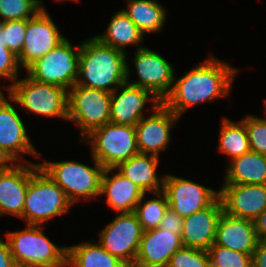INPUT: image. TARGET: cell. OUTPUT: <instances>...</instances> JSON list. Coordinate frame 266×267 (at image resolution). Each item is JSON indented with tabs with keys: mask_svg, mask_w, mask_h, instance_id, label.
I'll return each mask as SVG.
<instances>
[{
	"mask_svg": "<svg viewBox=\"0 0 266 267\" xmlns=\"http://www.w3.org/2000/svg\"><path fill=\"white\" fill-rule=\"evenodd\" d=\"M236 73L234 67L210 56L178 80L174 76L171 92L162 103L180 118L189 107L229 96Z\"/></svg>",
	"mask_w": 266,
	"mask_h": 267,
	"instance_id": "obj_1",
	"label": "cell"
},
{
	"mask_svg": "<svg viewBox=\"0 0 266 267\" xmlns=\"http://www.w3.org/2000/svg\"><path fill=\"white\" fill-rule=\"evenodd\" d=\"M126 53L91 37L80 44L76 85L112 93L127 80Z\"/></svg>",
	"mask_w": 266,
	"mask_h": 267,
	"instance_id": "obj_2",
	"label": "cell"
},
{
	"mask_svg": "<svg viewBox=\"0 0 266 267\" xmlns=\"http://www.w3.org/2000/svg\"><path fill=\"white\" fill-rule=\"evenodd\" d=\"M43 226L27 225L6 235L18 267H66L67 246L59 247L42 232Z\"/></svg>",
	"mask_w": 266,
	"mask_h": 267,
	"instance_id": "obj_3",
	"label": "cell"
},
{
	"mask_svg": "<svg viewBox=\"0 0 266 267\" xmlns=\"http://www.w3.org/2000/svg\"><path fill=\"white\" fill-rule=\"evenodd\" d=\"M72 205L65 192L39 166L30 177L20 218L27 225L43 226L47 220L65 214Z\"/></svg>",
	"mask_w": 266,
	"mask_h": 267,
	"instance_id": "obj_4",
	"label": "cell"
},
{
	"mask_svg": "<svg viewBox=\"0 0 266 267\" xmlns=\"http://www.w3.org/2000/svg\"><path fill=\"white\" fill-rule=\"evenodd\" d=\"M6 88L9 98L28 112L67 120L68 90L30 78L17 79Z\"/></svg>",
	"mask_w": 266,
	"mask_h": 267,
	"instance_id": "obj_5",
	"label": "cell"
},
{
	"mask_svg": "<svg viewBox=\"0 0 266 267\" xmlns=\"http://www.w3.org/2000/svg\"><path fill=\"white\" fill-rule=\"evenodd\" d=\"M93 160L95 168L72 160L45 162L39 164V166L59 185L69 201L75 204L79 199L100 196L104 167L94 158Z\"/></svg>",
	"mask_w": 266,
	"mask_h": 267,
	"instance_id": "obj_6",
	"label": "cell"
},
{
	"mask_svg": "<svg viewBox=\"0 0 266 267\" xmlns=\"http://www.w3.org/2000/svg\"><path fill=\"white\" fill-rule=\"evenodd\" d=\"M81 141L90 144L93 158L104 168H116L139 153L135 127L129 125L109 122Z\"/></svg>",
	"mask_w": 266,
	"mask_h": 267,
	"instance_id": "obj_7",
	"label": "cell"
},
{
	"mask_svg": "<svg viewBox=\"0 0 266 267\" xmlns=\"http://www.w3.org/2000/svg\"><path fill=\"white\" fill-rule=\"evenodd\" d=\"M80 45L73 49L66 38L43 57L36 59L25 70L36 81L69 90L78 77Z\"/></svg>",
	"mask_w": 266,
	"mask_h": 267,
	"instance_id": "obj_8",
	"label": "cell"
},
{
	"mask_svg": "<svg viewBox=\"0 0 266 267\" xmlns=\"http://www.w3.org/2000/svg\"><path fill=\"white\" fill-rule=\"evenodd\" d=\"M111 93L74 85L68 90L67 120L81 129L83 140L93 130L110 122Z\"/></svg>",
	"mask_w": 266,
	"mask_h": 267,
	"instance_id": "obj_9",
	"label": "cell"
},
{
	"mask_svg": "<svg viewBox=\"0 0 266 267\" xmlns=\"http://www.w3.org/2000/svg\"><path fill=\"white\" fill-rule=\"evenodd\" d=\"M99 244L127 267H133L143 235L134 212L119 213L99 234Z\"/></svg>",
	"mask_w": 266,
	"mask_h": 267,
	"instance_id": "obj_10",
	"label": "cell"
},
{
	"mask_svg": "<svg viewBox=\"0 0 266 267\" xmlns=\"http://www.w3.org/2000/svg\"><path fill=\"white\" fill-rule=\"evenodd\" d=\"M134 54L139 80L129 84L150 90L162 102L171 92L175 69L163 56L149 48H137Z\"/></svg>",
	"mask_w": 266,
	"mask_h": 267,
	"instance_id": "obj_11",
	"label": "cell"
},
{
	"mask_svg": "<svg viewBox=\"0 0 266 267\" xmlns=\"http://www.w3.org/2000/svg\"><path fill=\"white\" fill-rule=\"evenodd\" d=\"M163 191L169 207L182 218L208 207L219 197V191L168 174L164 176Z\"/></svg>",
	"mask_w": 266,
	"mask_h": 267,
	"instance_id": "obj_12",
	"label": "cell"
},
{
	"mask_svg": "<svg viewBox=\"0 0 266 267\" xmlns=\"http://www.w3.org/2000/svg\"><path fill=\"white\" fill-rule=\"evenodd\" d=\"M65 38L60 34L45 8H42L35 16L27 19L22 52L17 56L19 65L26 69L36 59L43 57Z\"/></svg>",
	"mask_w": 266,
	"mask_h": 267,
	"instance_id": "obj_13",
	"label": "cell"
},
{
	"mask_svg": "<svg viewBox=\"0 0 266 267\" xmlns=\"http://www.w3.org/2000/svg\"><path fill=\"white\" fill-rule=\"evenodd\" d=\"M130 69L127 65V80L111 93L110 122L119 125L135 127L144 117L143 110L147 101H152L151 110H154L161 101L148 89L129 84ZM118 92V93H117Z\"/></svg>",
	"mask_w": 266,
	"mask_h": 267,
	"instance_id": "obj_14",
	"label": "cell"
},
{
	"mask_svg": "<svg viewBox=\"0 0 266 267\" xmlns=\"http://www.w3.org/2000/svg\"><path fill=\"white\" fill-rule=\"evenodd\" d=\"M149 117H143L135 126L139 153L159 156L170 141L171 128L179 119L162 102Z\"/></svg>",
	"mask_w": 266,
	"mask_h": 267,
	"instance_id": "obj_15",
	"label": "cell"
},
{
	"mask_svg": "<svg viewBox=\"0 0 266 267\" xmlns=\"http://www.w3.org/2000/svg\"><path fill=\"white\" fill-rule=\"evenodd\" d=\"M219 197L226 214L254 220L266 209V185L223 184Z\"/></svg>",
	"mask_w": 266,
	"mask_h": 267,
	"instance_id": "obj_16",
	"label": "cell"
},
{
	"mask_svg": "<svg viewBox=\"0 0 266 267\" xmlns=\"http://www.w3.org/2000/svg\"><path fill=\"white\" fill-rule=\"evenodd\" d=\"M38 167L39 164L15 163L0 171V216H22L29 180Z\"/></svg>",
	"mask_w": 266,
	"mask_h": 267,
	"instance_id": "obj_17",
	"label": "cell"
},
{
	"mask_svg": "<svg viewBox=\"0 0 266 267\" xmlns=\"http://www.w3.org/2000/svg\"><path fill=\"white\" fill-rule=\"evenodd\" d=\"M222 213L223 205L218 197L208 207L185 217L181 232L183 246L208 251L214 244L217 223Z\"/></svg>",
	"mask_w": 266,
	"mask_h": 267,
	"instance_id": "obj_18",
	"label": "cell"
},
{
	"mask_svg": "<svg viewBox=\"0 0 266 267\" xmlns=\"http://www.w3.org/2000/svg\"><path fill=\"white\" fill-rule=\"evenodd\" d=\"M0 147L15 161H19V155L26 153L36 158L39 155L21 117L3 93L0 95Z\"/></svg>",
	"mask_w": 266,
	"mask_h": 267,
	"instance_id": "obj_19",
	"label": "cell"
},
{
	"mask_svg": "<svg viewBox=\"0 0 266 267\" xmlns=\"http://www.w3.org/2000/svg\"><path fill=\"white\" fill-rule=\"evenodd\" d=\"M183 247L179 234L159 227L143 231L133 267H167L171 256Z\"/></svg>",
	"mask_w": 266,
	"mask_h": 267,
	"instance_id": "obj_20",
	"label": "cell"
},
{
	"mask_svg": "<svg viewBox=\"0 0 266 267\" xmlns=\"http://www.w3.org/2000/svg\"><path fill=\"white\" fill-rule=\"evenodd\" d=\"M259 242L252 220L223 212L218 220L214 244L242 253L253 254Z\"/></svg>",
	"mask_w": 266,
	"mask_h": 267,
	"instance_id": "obj_21",
	"label": "cell"
},
{
	"mask_svg": "<svg viewBox=\"0 0 266 267\" xmlns=\"http://www.w3.org/2000/svg\"><path fill=\"white\" fill-rule=\"evenodd\" d=\"M112 170L115 168H104L100 195L106 194V203L116 212H134L144 192L120 172L116 171V174L110 177Z\"/></svg>",
	"mask_w": 266,
	"mask_h": 267,
	"instance_id": "obj_22",
	"label": "cell"
},
{
	"mask_svg": "<svg viewBox=\"0 0 266 267\" xmlns=\"http://www.w3.org/2000/svg\"><path fill=\"white\" fill-rule=\"evenodd\" d=\"M159 161L157 156L137 153L129 160L121 162L115 169L134 182L144 193H155L163 190L164 184V176L158 177L156 173Z\"/></svg>",
	"mask_w": 266,
	"mask_h": 267,
	"instance_id": "obj_23",
	"label": "cell"
},
{
	"mask_svg": "<svg viewBox=\"0 0 266 267\" xmlns=\"http://www.w3.org/2000/svg\"><path fill=\"white\" fill-rule=\"evenodd\" d=\"M229 164L224 184L266 185V155L250 150Z\"/></svg>",
	"mask_w": 266,
	"mask_h": 267,
	"instance_id": "obj_24",
	"label": "cell"
},
{
	"mask_svg": "<svg viewBox=\"0 0 266 267\" xmlns=\"http://www.w3.org/2000/svg\"><path fill=\"white\" fill-rule=\"evenodd\" d=\"M107 27L105 33L94 36L101 43L124 53H126L125 47L131 44L137 45L139 49L143 48L139 44L143 41L144 35L122 9L114 13Z\"/></svg>",
	"mask_w": 266,
	"mask_h": 267,
	"instance_id": "obj_25",
	"label": "cell"
},
{
	"mask_svg": "<svg viewBox=\"0 0 266 267\" xmlns=\"http://www.w3.org/2000/svg\"><path fill=\"white\" fill-rule=\"evenodd\" d=\"M128 6L122 9L140 32L160 31L166 20L165 8L156 0H127Z\"/></svg>",
	"mask_w": 266,
	"mask_h": 267,
	"instance_id": "obj_26",
	"label": "cell"
},
{
	"mask_svg": "<svg viewBox=\"0 0 266 267\" xmlns=\"http://www.w3.org/2000/svg\"><path fill=\"white\" fill-rule=\"evenodd\" d=\"M67 266L70 267H127L107 252L99 243L83 242L67 246Z\"/></svg>",
	"mask_w": 266,
	"mask_h": 267,
	"instance_id": "obj_27",
	"label": "cell"
},
{
	"mask_svg": "<svg viewBox=\"0 0 266 267\" xmlns=\"http://www.w3.org/2000/svg\"><path fill=\"white\" fill-rule=\"evenodd\" d=\"M218 148L221 153L229 155L231 160L251 150L243 120L235 123L224 117Z\"/></svg>",
	"mask_w": 266,
	"mask_h": 267,
	"instance_id": "obj_28",
	"label": "cell"
},
{
	"mask_svg": "<svg viewBox=\"0 0 266 267\" xmlns=\"http://www.w3.org/2000/svg\"><path fill=\"white\" fill-rule=\"evenodd\" d=\"M153 194L160 198H152L143 203V198L146 195V193H144L134 210L143 231L158 228L165 211L169 207L167 196L163 190Z\"/></svg>",
	"mask_w": 266,
	"mask_h": 267,
	"instance_id": "obj_29",
	"label": "cell"
},
{
	"mask_svg": "<svg viewBox=\"0 0 266 267\" xmlns=\"http://www.w3.org/2000/svg\"><path fill=\"white\" fill-rule=\"evenodd\" d=\"M40 0H0V21L26 20L42 8Z\"/></svg>",
	"mask_w": 266,
	"mask_h": 267,
	"instance_id": "obj_30",
	"label": "cell"
},
{
	"mask_svg": "<svg viewBox=\"0 0 266 267\" xmlns=\"http://www.w3.org/2000/svg\"><path fill=\"white\" fill-rule=\"evenodd\" d=\"M211 267H252V254L213 244L209 249Z\"/></svg>",
	"mask_w": 266,
	"mask_h": 267,
	"instance_id": "obj_31",
	"label": "cell"
},
{
	"mask_svg": "<svg viewBox=\"0 0 266 267\" xmlns=\"http://www.w3.org/2000/svg\"><path fill=\"white\" fill-rule=\"evenodd\" d=\"M167 267H211L209 252L183 247L171 256Z\"/></svg>",
	"mask_w": 266,
	"mask_h": 267,
	"instance_id": "obj_32",
	"label": "cell"
},
{
	"mask_svg": "<svg viewBox=\"0 0 266 267\" xmlns=\"http://www.w3.org/2000/svg\"><path fill=\"white\" fill-rule=\"evenodd\" d=\"M250 149L266 155V119L248 115L244 119Z\"/></svg>",
	"mask_w": 266,
	"mask_h": 267,
	"instance_id": "obj_33",
	"label": "cell"
},
{
	"mask_svg": "<svg viewBox=\"0 0 266 267\" xmlns=\"http://www.w3.org/2000/svg\"><path fill=\"white\" fill-rule=\"evenodd\" d=\"M19 67L17 55L7 48L3 22L0 21V77L8 78L14 83L18 78Z\"/></svg>",
	"mask_w": 266,
	"mask_h": 267,
	"instance_id": "obj_34",
	"label": "cell"
},
{
	"mask_svg": "<svg viewBox=\"0 0 266 267\" xmlns=\"http://www.w3.org/2000/svg\"><path fill=\"white\" fill-rule=\"evenodd\" d=\"M26 29L27 19L3 22V30L5 33V42L7 44V48L17 56L22 52Z\"/></svg>",
	"mask_w": 266,
	"mask_h": 267,
	"instance_id": "obj_35",
	"label": "cell"
},
{
	"mask_svg": "<svg viewBox=\"0 0 266 267\" xmlns=\"http://www.w3.org/2000/svg\"><path fill=\"white\" fill-rule=\"evenodd\" d=\"M183 219L184 218H182L178 213L168 207L162 220L160 221L159 228L181 235Z\"/></svg>",
	"mask_w": 266,
	"mask_h": 267,
	"instance_id": "obj_36",
	"label": "cell"
},
{
	"mask_svg": "<svg viewBox=\"0 0 266 267\" xmlns=\"http://www.w3.org/2000/svg\"><path fill=\"white\" fill-rule=\"evenodd\" d=\"M252 267H266V240H259L252 254Z\"/></svg>",
	"mask_w": 266,
	"mask_h": 267,
	"instance_id": "obj_37",
	"label": "cell"
},
{
	"mask_svg": "<svg viewBox=\"0 0 266 267\" xmlns=\"http://www.w3.org/2000/svg\"><path fill=\"white\" fill-rule=\"evenodd\" d=\"M0 267H18L7 241L4 242L2 238H0Z\"/></svg>",
	"mask_w": 266,
	"mask_h": 267,
	"instance_id": "obj_38",
	"label": "cell"
},
{
	"mask_svg": "<svg viewBox=\"0 0 266 267\" xmlns=\"http://www.w3.org/2000/svg\"><path fill=\"white\" fill-rule=\"evenodd\" d=\"M253 222L257 238L259 240H266V209Z\"/></svg>",
	"mask_w": 266,
	"mask_h": 267,
	"instance_id": "obj_39",
	"label": "cell"
},
{
	"mask_svg": "<svg viewBox=\"0 0 266 267\" xmlns=\"http://www.w3.org/2000/svg\"><path fill=\"white\" fill-rule=\"evenodd\" d=\"M13 162L16 163V161L0 147V171L12 167L15 164Z\"/></svg>",
	"mask_w": 266,
	"mask_h": 267,
	"instance_id": "obj_40",
	"label": "cell"
}]
</instances>
